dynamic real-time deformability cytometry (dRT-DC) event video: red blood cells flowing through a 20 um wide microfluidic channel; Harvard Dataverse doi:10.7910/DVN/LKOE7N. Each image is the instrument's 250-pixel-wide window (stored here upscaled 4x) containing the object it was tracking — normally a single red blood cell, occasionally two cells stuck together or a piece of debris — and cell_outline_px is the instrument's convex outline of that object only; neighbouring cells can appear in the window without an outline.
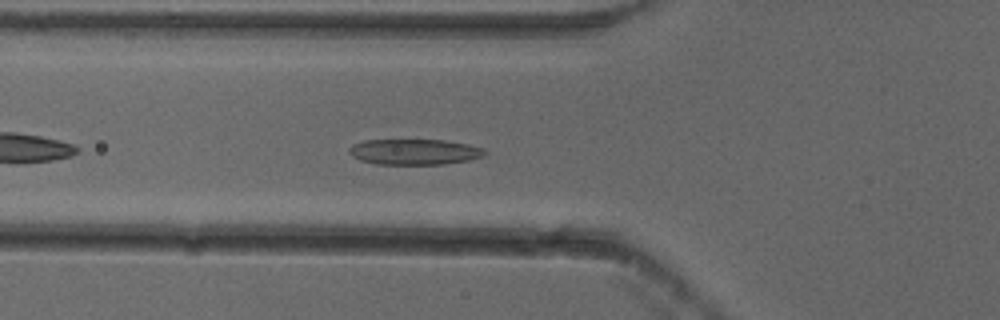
{"species": "common noctule bat (a hibernating species)", "species_latin": "Nyctalus noctula", "temperature_condition": "cold", "stored_images_in_passage": 40, "camera_frame_rate_fps": 3000, "um_per_image_px": 0.085, "animal": {"sex": "female"}, "frame": {"image": 1, "passage_image": 6, "time_ms": 1.667, "image_size_px": [1000, 320], "cell_outline_px": [[488, 152], [484, 156], [468, 160], [444, 164], [376, 164], [360, 160], [352, 156], [348, 152], [348, 148], [352, 144], [364, 140], [444, 140], [468, 144], [484, 148]], "centroid_in_image_um": [35.22, 12.9], "position_along_channel_um": 90.6, "area_um2": 20.4}}
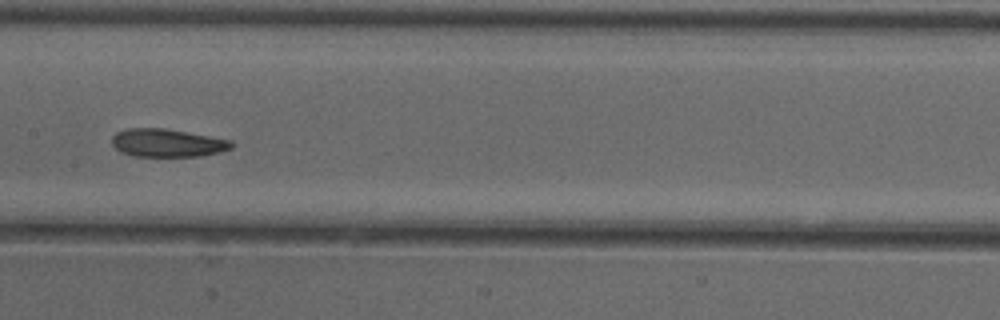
{"frame": {"image": 2, "passage_image": 14, "time_ms": 4.333, "image_size_px": [1000, 320], "cell_outline_px": [[232, 148], [220, 152], [200, 156], [132, 156], [120, 152], [112, 144], [112, 136], [116, 132], [128, 128], [164, 128], [232, 140]], "centroid_in_image_um": [14.2, 12.15], "position_along_channel_um": 193.2, "area_um2": 19.54}}
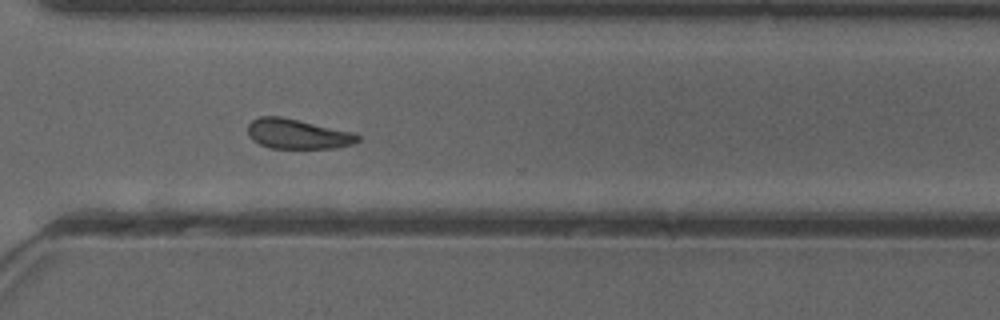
{"frame": {"image": 3, "passage_image": 26, "time_ms": 8.333, "image_size_px": [1000, 320], "cell_outline_px": [[360, 140], [352, 144], [332, 148], [268, 148], [252, 140], [248, 136], [248, 124], [252, 120], [260, 116], [280, 116], [356, 132], [360, 136]], "centroid_in_image_um": [25.3, 11.38], "position_along_channel_um": 345.3, "area_um2": 19.31}, "authors_computed_cell_mechanics": {"area_um2": 19.5075, "velocity_mm_per_s": 3.8256, "shape_relaxation_time_tau1_ms": null, "shape_relaxation_time_tau2_ms": 6.3899, "deformation_change_tau1": null, "deformation_change_tau2": 0.129}}